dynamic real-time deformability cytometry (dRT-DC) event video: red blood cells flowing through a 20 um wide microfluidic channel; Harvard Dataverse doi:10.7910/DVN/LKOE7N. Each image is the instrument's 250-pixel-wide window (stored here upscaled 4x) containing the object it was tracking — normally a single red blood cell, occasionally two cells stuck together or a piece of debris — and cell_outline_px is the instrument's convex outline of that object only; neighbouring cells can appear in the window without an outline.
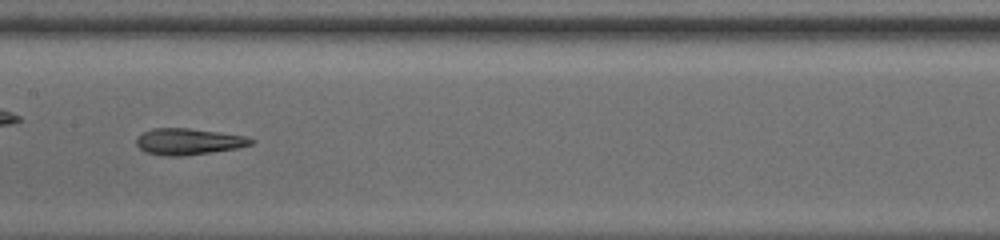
{"species": "common noctule bat (a hibernating species)", "species_latin": "Nyctalus noctula", "temperature_condition": "room temperature", "stored_images_in_passage": 35, "camera_frame_rate_fps": 3000, "um_per_image_px": 0.085, "animal": {"sex": "male", "body_mass_g": 13.0, "forearm_length_mm": 53.1}, "frame": {"image": 1, "passage_image": 11, "time_ms": 3.333, "image_size_px": [1000, 240], "cell_outline_px": [[256, 140], [252, 144], [236, 148], [184, 156], [164, 156], [148, 152], [140, 148], [136, 144], [136, 140], [144, 132], [152, 128], [188, 128], [244, 136]], "centroid_in_image_um": [16.01, 12.03], "position_along_channel_um": 191.4, "area_um2": 17.28}}
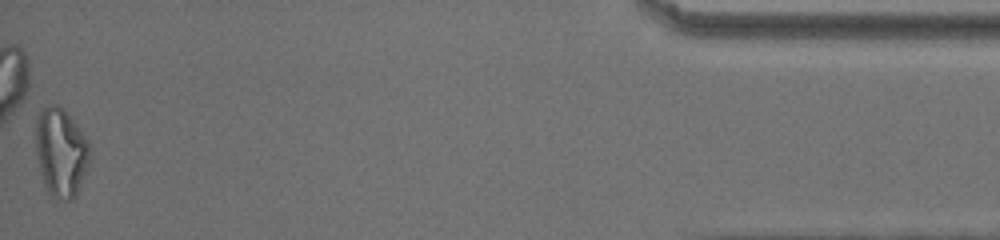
{"frame": {"image": 2, "passage_image": 35, "time_ms": 11.333, "image_size_px": [1000, 240], "cell_outline_px": [[92, 156], [76, 196], [72, 200], [64, 200], [52, 196], [48, 192], [44, 184], [40, 172], [36, 156], [36, 116], [44, 108], [52, 104], [56, 104], [64, 108], [76, 124], [84, 136], [88, 144]], "centroid_in_image_um": [5.18, 12.95], "position_along_channel_um": 430.0, "area_um2": 28.03}, "authors_computed_cell_mechanics": {"area_um2": 17.918, "velocity_mm_per_s": 3.8796, "shape_relaxation_time_tau1_ms": 9.3961, "shape_relaxation_time_tau2_ms": 2.1672, "deformation_change_tau1": 0.2584, "deformation_change_tau2": 0.0934}}